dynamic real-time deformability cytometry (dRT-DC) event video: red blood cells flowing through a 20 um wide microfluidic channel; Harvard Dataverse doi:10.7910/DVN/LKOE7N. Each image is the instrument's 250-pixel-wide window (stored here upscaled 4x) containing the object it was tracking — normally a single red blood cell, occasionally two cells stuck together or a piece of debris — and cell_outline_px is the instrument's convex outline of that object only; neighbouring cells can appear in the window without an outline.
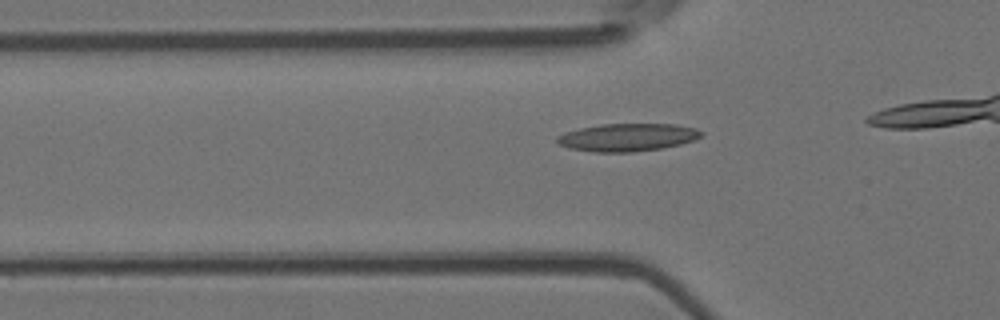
{"species": "Egyptian fruit bat (a non-hibernating species)", "species_latin": "Rousettus aegyptiacus", "temperature_condition": "room temperature", "stored_images_in_passage": 18, "camera_frame_rate_fps": 3000, "um_per_image_px": 0.085, "animal": {"sex": "female"}, "frame": {"image": 1, "passage_image": 13, "time_ms": 4.0, "image_size_px": [1000, 320], "cell_outline_px": [[704, 132], [696, 140], [664, 148], [632, 152], [596, 152], [568, 148], [560, 144], [556, 140], [556, 136], [564, 132], [580, 128], [600, 124], [676, 124], [696, 128]], "centroid_in_image_um": [53.35, 11.67], "position_along_channel_um": 72.5, "area_um2": 23.47}}